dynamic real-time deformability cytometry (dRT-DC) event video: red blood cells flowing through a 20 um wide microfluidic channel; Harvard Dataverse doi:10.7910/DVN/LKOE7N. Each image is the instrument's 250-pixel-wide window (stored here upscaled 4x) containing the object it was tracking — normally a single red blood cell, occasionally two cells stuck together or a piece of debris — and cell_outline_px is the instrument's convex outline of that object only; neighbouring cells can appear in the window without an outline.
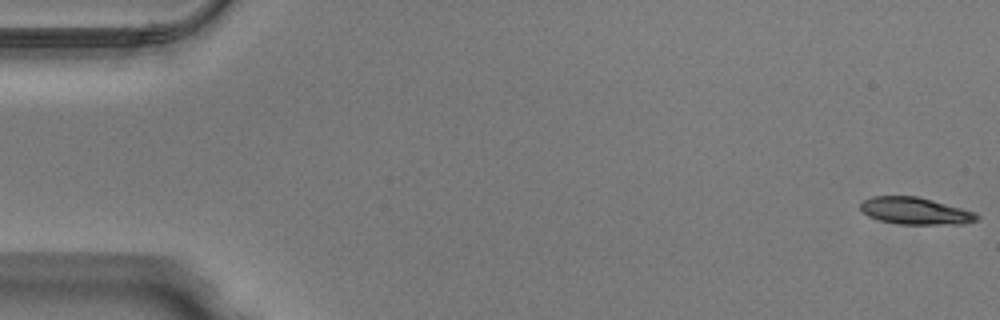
{"species": "Egyptian fruit bat (a non-hibernating species)", "species_latin": "Rousettus aegyptiacus", "temperature_condition": "warm", "stored_images_in_passage": 50, "camera_frame_rate_fps": 3000, "um_per_image_px": 0.085, "animal": {"sex": "male"}, "frame": {"image": 1, "passage_image": 1, "time_ms": 0.0, "image_size_px": [1000, 320], "cell_outline_px": [[980, 216], [976, 220], [964, 224], [900, 224], [880, 220], [868, 216], [860, 208], [860, 204], [864, 200], [872, 196], [916, 196], [932, 200], [976, 212]], "centroid_in_image_um": [77.81, 17.93], "position_along_channel_um": 7.2, "area_um2": 18.21}}
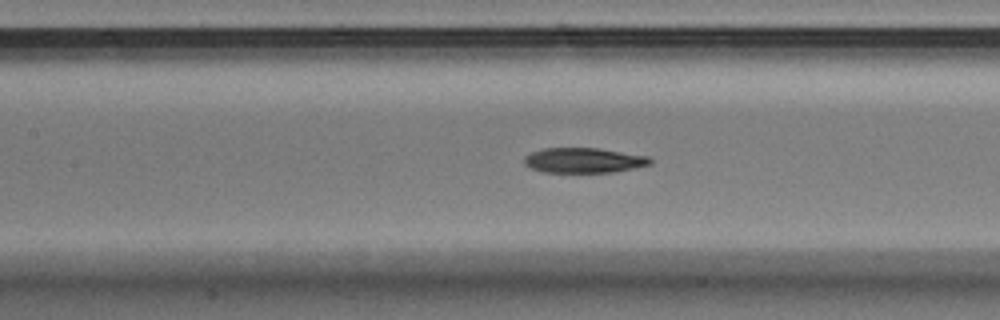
{"frame": {"image": 2, "passage_image": 23, "time_ms": 7.333, "image_size_px": [1000, 320], "cell_outline_px": [[652, 164], [616, 172], [544, 172], [532, 168], [524, 164], [524, 156], [532, 152], [544, 148], [600, 148], [648, 156], [652, 160]], "centroid_in_image_um": [49.64, 13.62], "position_along_channel_um": 157.8, "area_um2": 18.44}}
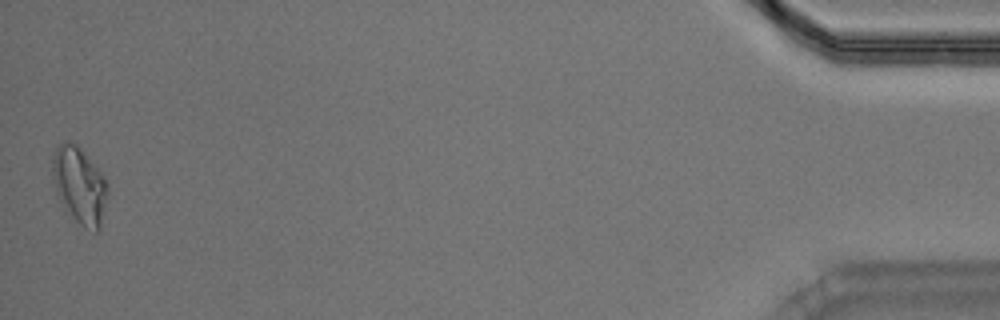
{"frame": {"image": 3, "passage_image": 50, "time_ms": 16.333, "image_size_px": [1000, 320], "cell_outline_px": [[108, 196], [100, 228], [96, 232], [84, 228], [64, 208], [56, 196], [52, 176], [52, 160], [56, 148], [64, 140], [68, 140], [76, 144], [80, 148], [104, 176], [108, 184]], "centroid_in_image_um": [6.75, 15.76], "position_along_channel_um": 428.4, "area_um2": 24.85}, "authors_computed_cell_mechanics": {"area_um2": 19.1896, "velocity_mm_per_s": 4.0264, "shape_relaxation_time_tau1_ms": 5.9328, "shape_relaxation_time_tau2_ms": null, "deformation_change_tau1": 0.1951, "deformation_change_tau2": null}}